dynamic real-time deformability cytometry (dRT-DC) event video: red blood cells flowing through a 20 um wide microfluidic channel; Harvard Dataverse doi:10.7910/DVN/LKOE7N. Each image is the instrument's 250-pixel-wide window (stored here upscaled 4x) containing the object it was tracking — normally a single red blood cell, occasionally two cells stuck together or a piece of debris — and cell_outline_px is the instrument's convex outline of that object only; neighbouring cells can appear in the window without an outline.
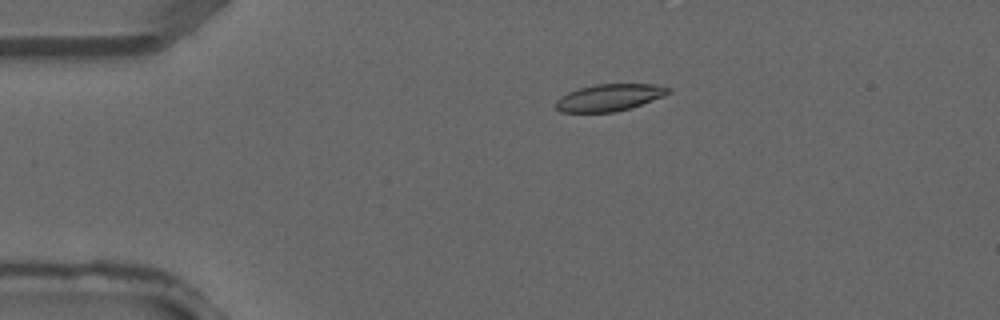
{"species": "common noctule bat (a hibernating species)", "species_latin": "Nyctalus noctula", "temperature_condition": "warm", "stored_images_in_passage": 4, "camera_frame_rate_fps": 3000, "um_per_image_px": 0.085, "animal": {"sex": "male", "forearm_length_mm": 52.5}, "frame": {"image": 1, "passage_image": 2, "time_ms": 0.333, "image_size_px": [1000, 320], "cell_outline_px": [[672, 88], [664, 96], [616, 112], [560, 112], [556, 108], [556, 100], [560, 96], [568, 92], [580, 88], [596, 84], [656, 84]], "centroid_in_image_um": [51.77, 8.28], "position_along_channel_um": 33.2, "area_um2": 17.51}}
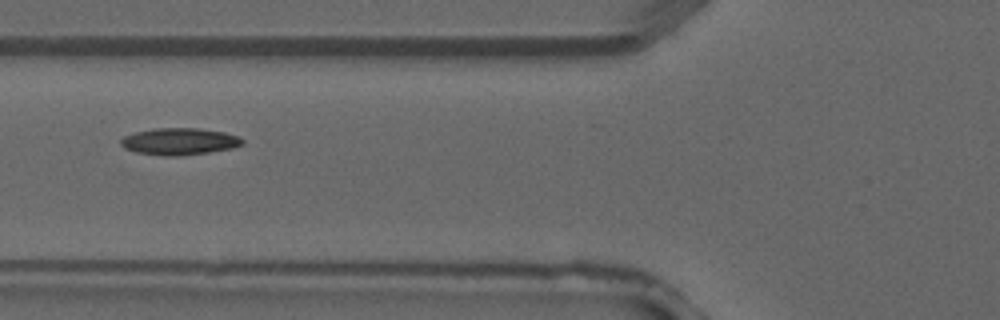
{"frame": {"image": 2, "passage_image": 4, "time_ms": 1.0, "image_size_px": [1000, 320], "cell_outline_px": [[244, 144], [232, 148], [208, 152], [180, 156], [164, 156], [136, 152], [124, 148], [120, 144], [120, 140], [124, 136], [136, 132], [152, 128], [196, 128], [224, 132], [236, 136], [244, 140]], "centroid_in_image_um": [15.22, 12.02], "position_along_channel_um": 110.6, "area_um2": 19.02}}